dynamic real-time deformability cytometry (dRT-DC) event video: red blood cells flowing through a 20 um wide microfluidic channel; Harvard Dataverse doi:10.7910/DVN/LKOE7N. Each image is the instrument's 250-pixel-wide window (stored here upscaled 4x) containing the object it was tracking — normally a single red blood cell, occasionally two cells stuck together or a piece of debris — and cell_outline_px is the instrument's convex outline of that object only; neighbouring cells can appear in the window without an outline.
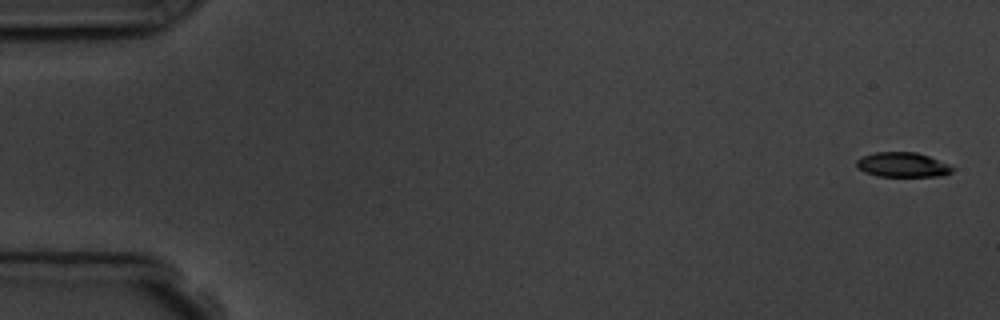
{"species": "common noctule bat (a hibernating species)", "species_latin": "Nyctalus noctula", "temperature_condition": "room temperature", "stored_images_in_passage": 10, "camera_frame_rate_fps": 3000, "um_per_image_px": 0.085, "animal": {"sex": "male", "body_mass_g": 19.5, "forearm_length_mm": 54.6}, "frame": {"image": 1, "passage_image": 1, "time_ms": 0.0, "image_size_px": [1000, 320], "cell_outline_px": [[956, 168], [952, 172], [944, 176], [880, 176], [864, 172], [856, 168], [856, 160], [864, 156], [876, 152], [916, 152], [928, 156], [948, 164]], "centroid_in_image_um": [76.73, 14.01], "position_along_channel_um": 8.3, "area_um2": 13.81}}
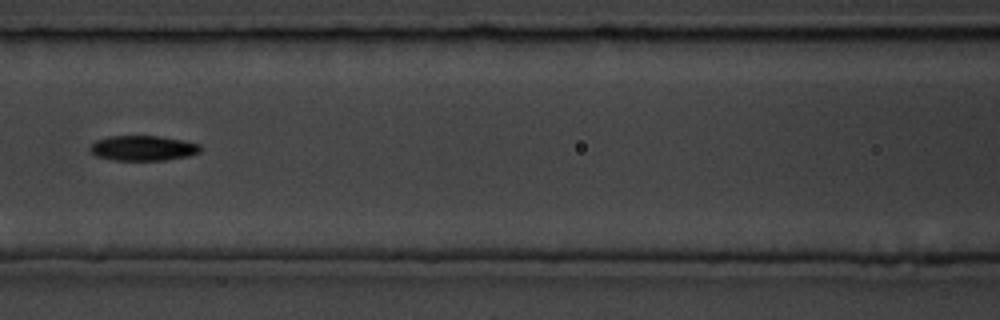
{"frame": {"image": 2, "passage_image": 7, "time_ms": 7.667, "image_size_px": [1000, 320], "cell_outline_px": [[200, 152], [188, 156], [164, 160], [112, 160], [96, 156], [88, 148], [96, 140], [108, 136], [160, 136], [200, 144]], "centroid_in_image_um": [12.12, 12.59], "position_along_channel_um": 154.5, "area_um2": 16.07}}
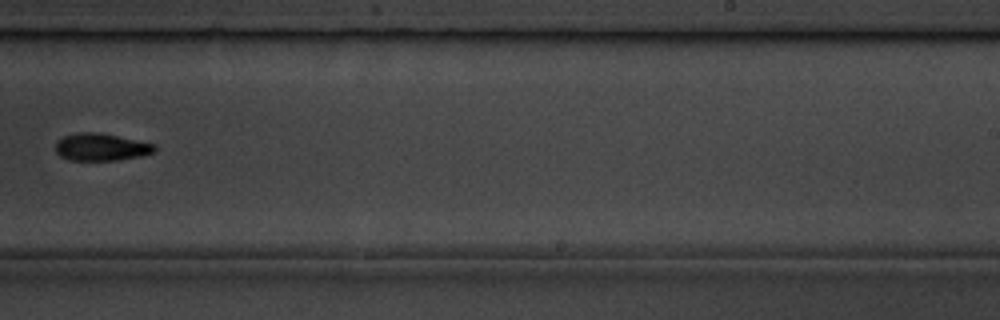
{"frame": {"image": 3, "passage_image": 10, "time_ms": 11.0, "image_size_px": [1000, 320], "cell_outline_px": [[156, 152], [140, 156], [116, 160], [68, 160], [60, 156], [56, 152], [56, 140], [64, 136], [76, 132], [100, 132], [156, 144]], "centroid_in_image_um": [8.59, 12.49], "position_along_channel_um": 280.4, "area_um2": 15.95}}